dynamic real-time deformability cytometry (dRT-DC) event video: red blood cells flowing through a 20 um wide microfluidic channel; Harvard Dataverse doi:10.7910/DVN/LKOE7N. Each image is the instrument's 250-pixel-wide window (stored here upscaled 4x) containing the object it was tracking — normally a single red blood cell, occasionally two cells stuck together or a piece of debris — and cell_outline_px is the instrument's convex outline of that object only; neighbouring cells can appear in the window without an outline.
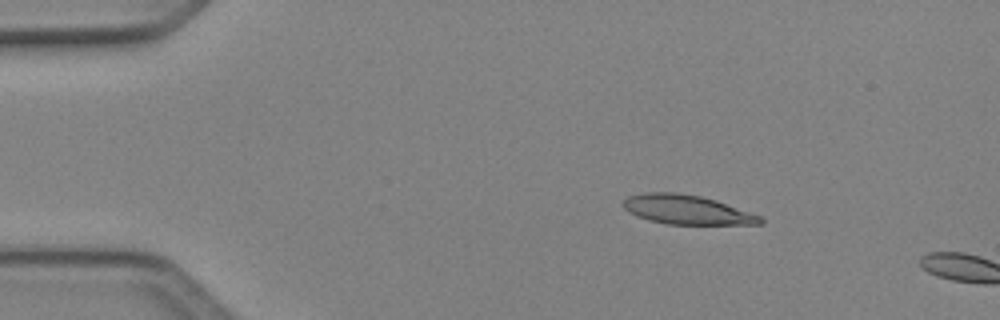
{"species": "Egyptian fruit bat (a non-hibernating species)", "species_latin": "Rousettus aegyptiacus", "temperature_condition": "cold", "stored_images_in_passage": 4, "camera_frame_rate_fps": 3000, "um_per_image_px": 0.085, "animal": {"sex": "female"}, "frame": {"image": 1, "passage_image": 1, "time_ms": 0.0, "image_size_px": [1000, 320], "cell_outline_px": [[764, 224], [668, 224], [648, 220], [636, 216], [628, 212], [620, 204], [628, 196], [644, 192], [676, 192], [700, 196], [716, 200], [760, 216], [764, 220]], "centroid_in_image_um": [58.32, 17.82], "position_along_channel_um": 26.7, "area_um2": 23.41}}